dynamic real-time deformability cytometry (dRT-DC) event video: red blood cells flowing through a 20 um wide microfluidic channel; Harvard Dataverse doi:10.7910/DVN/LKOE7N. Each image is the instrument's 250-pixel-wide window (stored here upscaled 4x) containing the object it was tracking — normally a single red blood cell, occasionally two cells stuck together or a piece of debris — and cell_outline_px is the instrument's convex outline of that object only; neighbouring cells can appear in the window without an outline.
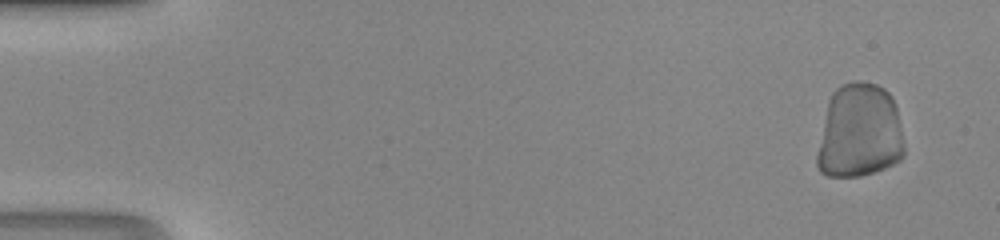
{"species": "human", "species_latin": "Homo sapiens", "temperature_condition": "room temperature", "stored_images_in_passage": 35, "camera_frame_rate_fps": 3000, "um_per_image_px": 0.085, "donor": {"sex": "male"}, "frame": {"image": 1, "passage_image": 3, "time_ms": 0.667, "image_size_px": [1000, 240], "cell_outline_px": [[904, 156], [900, 160], [876, 172], [860, 176], [828, 176], [820, 172], [816, 164], [816, 156], [828, 100], [832, 92], [840, 84], [852, 80], [860, 80], [876, 84], [884, 88], [892, 96], [896, 104], [904, 144]], "centroid_in_image_um": [73.06, 11.15], "position_along_channel_um": 11.9, "area_um2": 48.55}}
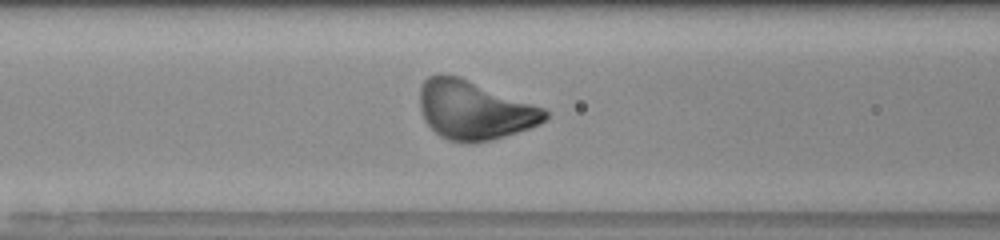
{"frame": {"image": 2, "passage_image": 17, "time_ms": 5.333, "image_size_px": [1000, 240], "cell_outline_px": [[548, 116], [540, 124], [492, 140], [472, 144], [464, 144], [448, 140], [440, 136], [424, 120], [420, 108], [420, 84], [428, 76], [440, 72], [460, 76], [544, 108], [548, 112]], "centroid_in_image_um": [40.27, 9.35], "position_along_channel_um": 126.3, "area_um2": 43.29}}
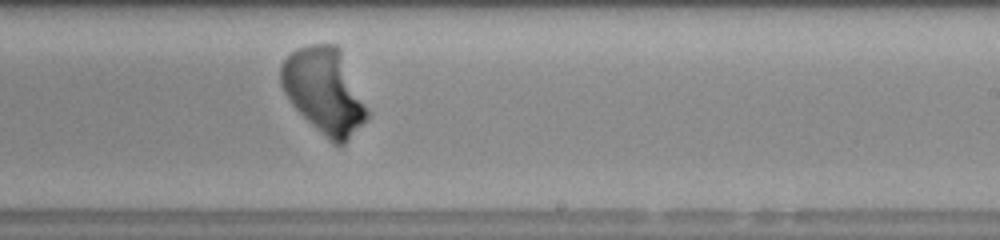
{"frame": {"image": 3, "passage_image": 27, "time_ms": 8.667, "image_size_px": [1000, 240], "cell_outline_px": [[368, 116], [348, 140], [344, 144], [336, 148], [292, 104], [284, 92], [280, 84], [280, 64], [296, 48], [308, 44], [336, 44], [340, 48], [368, 108]], "centroid_in_image_um": [27.56, 7.71], "position_along_channel_um": 261.4, "area_um2": 42.83}}